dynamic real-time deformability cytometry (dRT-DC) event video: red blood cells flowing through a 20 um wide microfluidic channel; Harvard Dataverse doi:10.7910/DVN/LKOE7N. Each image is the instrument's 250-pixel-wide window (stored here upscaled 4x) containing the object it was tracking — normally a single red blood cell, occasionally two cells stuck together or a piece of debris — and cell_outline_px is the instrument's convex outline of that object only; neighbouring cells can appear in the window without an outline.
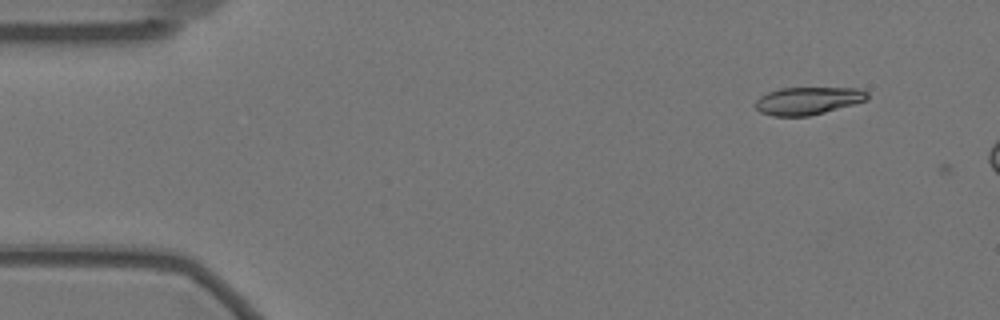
{"species": "Egyptian fruit bat (a non-hibernating species)", "species_latin": "Rousettus aegyptiacus", "temperature_condition": "warm", "stored_images_in_passage": 3, "camera_frame_rate_fps": 3000, "um_per_image_px": 0.085, "animal": {"sex": "female"}, "frame": {"image": 1, "passage_image": 2, "time_ms": 0.333, "image_size_px": [1000, 320], "cell_outline_px": [[868, 100], [824, 112], [808, 116], [772, 116], [760, 112], [756, 108], [756, 100], [760, 96], [768, 92], [780, 88], [860, 88], [868, 92]], "centroid_in_image_um": [68.68, 8.56], "position_along_channel_um": 16.3, "area_um2": 17.98}}